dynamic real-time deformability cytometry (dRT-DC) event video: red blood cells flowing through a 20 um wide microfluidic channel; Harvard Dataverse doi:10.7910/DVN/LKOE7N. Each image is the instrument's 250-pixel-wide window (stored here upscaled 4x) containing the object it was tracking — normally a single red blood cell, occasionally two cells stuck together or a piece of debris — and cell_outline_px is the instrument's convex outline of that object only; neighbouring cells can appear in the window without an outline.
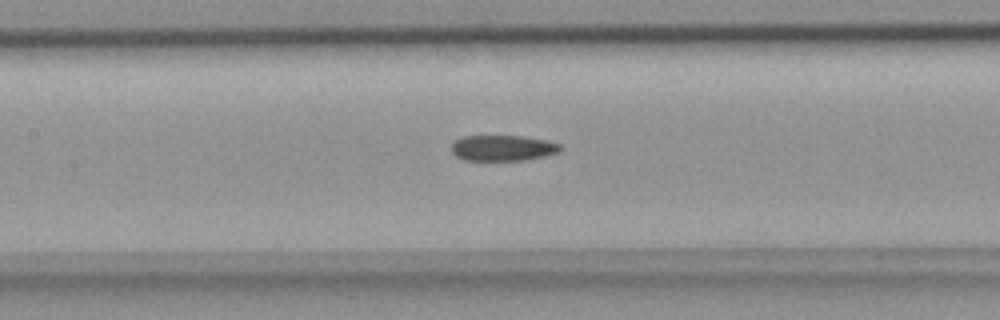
{"species": "common noctule bat (a hibernating species)", "species_latin": "Nyctalus noctula", "temperature_condition": "room temperature", "stored_images_in_passage": 28, "camera_frame_rate_fps": 3000, "um_per_image_px": 0.085, "animal": {"sex": "female", "body_mass_g": 18.4}, "frame": {"image": 1, "passage_image": 10, "time_ms": 3.0, "image_size_px": [1000, 320], "cell_outline_px": [[564, 148], [560, 152], [544, 156], [524, 160], [464, 160], [456, 156], [452, 152], [452, 144], [460, 136], [524, 136], [548, 140], [560, 144]], "centroid_in_image_um": [42.77, 12.57], "position_along_channel_um": 164.6, "area_um2": 16.47}}
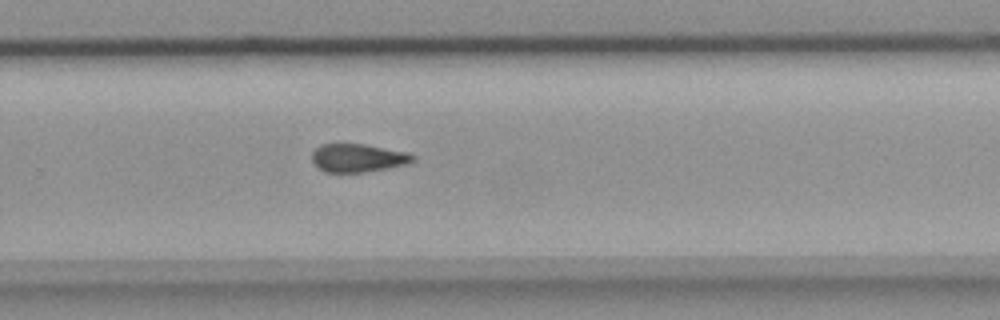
{"frame": {"image": 2, "passage_image": 20, "time_ms": 6.333, "image_size_px": [1000, 320], "cell_outline_px": [[416, 160], [408, 164], [388, 168], [364, 172], [324, 172], [312, 160], [312, 152], [320, 144], [364, 144], [408, 152], [416, 156]], "centroid_in_image_um": [30.47, 13.42], "position_along_channel_um": 299.3, "area_um2": 16.65}}
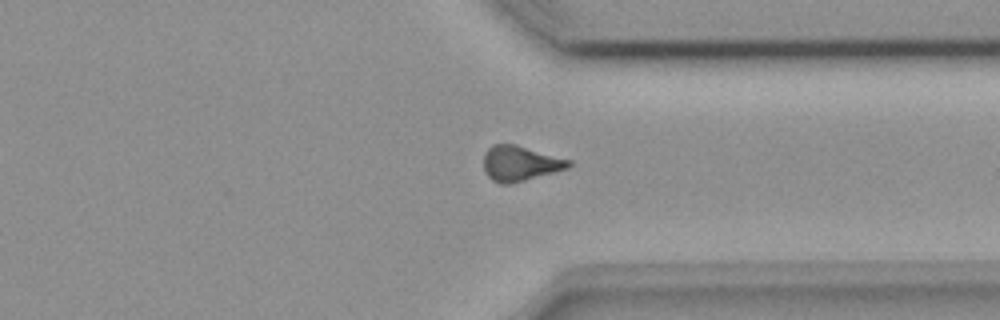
{"frame": {"image": 3, "passage_image": 25, "time_ms": 8.0, "image_size_px": [1000, 320], "cell_outline_px": [[572, 164], [568, 168], [512, 184], [500, 184], [492, 180], [484, 172], [484, 152], [492, 144], [516, 144], [572, 160]], "centroid_in_image_um": [44.2, 13.89], "position_along_channel_um": 367.2, "area_um2": 17.63}}